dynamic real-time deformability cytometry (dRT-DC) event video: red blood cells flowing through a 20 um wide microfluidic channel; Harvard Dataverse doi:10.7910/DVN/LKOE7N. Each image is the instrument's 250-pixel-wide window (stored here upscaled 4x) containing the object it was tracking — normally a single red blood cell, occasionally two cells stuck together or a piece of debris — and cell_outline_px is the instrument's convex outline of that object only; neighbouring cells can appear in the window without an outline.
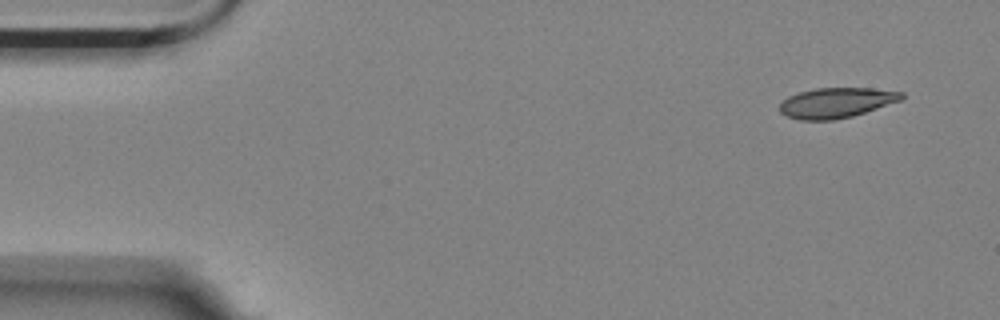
{"species": "Egyptian fruit bat (a non-hibernating species)", "species_latin": "Rousettus aegyptiacus", "temperature_condition": "room temperature", "stored_images_in_passage": 5, "camera_frame_rate_fps": 3000, "um_per_image_px": 0.085, "animal": {"sex": "female"}, "frame": {"image": 1, "passage_image": 1, "time_ms": 0.0, "image_size_px": [1000, 320], "cell_outline_px": [[904, 96], [900, 100], [852, 116], [832, 120], [800, 120], [784, 116], [780, 112], [780, 104], [788, 96], [800, 92], [816, 88], [872, 88], [904, 92]], "centroid_in_image_um": [71.05, 8.73], "position_along_channel_um": 13.9, "area_um2": 21.27}}